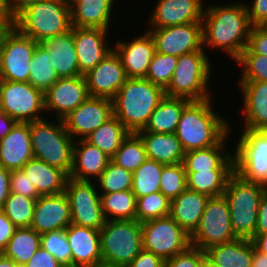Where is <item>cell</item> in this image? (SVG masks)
<instances>
[{
	"label": "cell",
	"instance_id": "1",
	"mask_svg": "<svg viewBox=\"0 0 267 267\" xmlns=\"http://www.w3.org/2000/svg\"><path fill=\"white\" fill-rule=\"evenodd\" d=\"M202 24L203 49L221 50L231 61L247 46L252 28L244 1L205 5Z\"/></svg>",
	"mask_w": 267,
	"mask_h": 267
},
{
	"label": "cell",
	"instance_id": "2",
	"mask_svg": "<svg viewBox=\"0 0 267 267\" xmlns=\"http://www.w3.org/2000/svg\"><path fill=\"white\" fill-rule=\"evenodd\" d=\"M213 99L190 101L184 107L175 134L185 153L217 145L231 131L232 122L216 112Z\"/></svg>",
	"mask_w": 267,
	"mask_h": 267
},
{
	"label": "cell",
	"instance_id": "3",
	"mask_svg": "<svg viewBox=\"0 0 267 267\" xmlns=\"http://www.w3.org/2000/svg\"><path fill=\"white\" fill-rule=\"evenodd\" d=\"M164 96V90L148 79L128 78L112 99L113 115L130 133H137Z\"/></svg>",
	"mask_w": 267,
	"mask_h": 267
},
{
	"label": "cell",
	"instance_id": "4",
	"mask_svg": "<svg viewBox=\"0 0 267 267\" xmlns=\"http://www.w3.org/2000/svg\"><path fill=\"white\" fill-rule=\"evenodd\" d=\"M208 53V51H193L179 56L172 79L164 94L190 101L212 98L214 94L209 87L215 84L211 83L214 70Z\"/></svg>",
	"mask_w": 267,
	"mask_h": 267
},
{
	"label": "cell",
	"instance_id": "5",
	"mask_svg": "<svg viewBox=\"0 0 267 267\" xmlns=\"http://www.w3.org/2000/svg\"><path fill=\"white\" fill-rule=\"evenodd\" d=\"M29 130L33 156L69 176L75 140L67 132L63 119L45 117L29 122Z\"/></svg>",
	"mask_w": 267,
	"mask_h": 267
},
{
	"label": "cell",
	"instance_id": "6",
	"mask_svg": "<svg viewBox=\"0 0 267 267\" xmlns=\"http://www.w3.org/2000/svg\"><path fill=\"white\" fill-rule=\"evenodd\" d=\"M15 27L25 36L41 43L71 30V9L67 0H43L22 10Z\"/></svg>",
	"mask_w": 267,
	"mask_h": 267
},
{
	"label": "cell",
	"instance_id": "7",
	"mask_svg": "<svg viewBox=\"0 0 267 267\" xmlns=\"http://www.w3.org/2000/svg\"><path fill=\"white\" fill-rule=\"evenodd\" d=\"M266 187L244 180L235 172L229 177L223 193L235 236L251 240L255 235L260 198Z\"/></svg>",
	"mask_w": 267,
	"mask_h": 267
},
{
	"label": "cell",
	"instance_id": "8",
	"mask_svg": "<svg viewBox=\"0 0 267 267\" xmlns=\"http://www.w3.org/2000/svg\"><path fill=\"white\" fill-rule=\"evenodd\" d=\"M102 264L127 267L143 250L141 223L132 220H106L100 229Z\"/></svg>",
	"mask_w": 267,
	"mask_h": 267
},
{
	"label": "cell",
	"instance_id": "9",
	"mask_svg": "<svg viewBox=\"0 0 267 267\" xmlns=\"http://www.w3.org/2000/svg\"><path fill=\"white\" fill-rule=\"evenodd\" d=\"M234 144V172L267 188V131L243 129Z\"/></svg>",
	"mask_w": 267,
	"mask_h": 267
},
{
	"label": "cell",
	"instance_id": "10",
	"mask_svg": "<svg viewBox=\"0 0 267 267\" xmlns=\"http://www.w3.org/2000/svg\"><path fill=\"white\" fill-rule=\"evenodd\" d=\"M190 238L191 246L202 251L237 239L231 226L229 205L224 195L209 197L199 225Z\"/></svg>",
	"mask_w": 267,
	"mask_h": 267
},
{
	"label": "cell",
	"instance_id": "11",
	"mask_svg": "<svg viewBox=\"0 0 267 267\" xmlns=\"http://www.w3.org/2000/svg\"><path fill=\"white\" fill-rule=\"evenodd\" d=\"M141 229L143 250L164 261L191 246L190 235L170 215L143 222Z\"/></svg>",
	"mask_w": 267,
	"mask_h": 267
},
{
	"label": "cell",
	"instance_id": "12",
	"mask_svg": "<svg viewBox=\"0 0 267 267\" xmlns=\"http://www.w3.org/2000/svg\"><path fill=\"white\" fill-rule=\"evenodd\" d=\"M0 108L17 122H33L47 117L44 93L29 82L3 80Z\"/></svg>",
	"mask_w": 267,
	"mask_h": 267
},
{
	"label": "cell",
	"instance_id": "13",
	"mask_svg": "<svg viewBox=\"0 0 267 267\" xmlns=\"http://www.w3.org/2000/svg\"><path fill=\"white\" fill-rule=\"evenodd\" d=\"M39 43L15 26L0 41V76L7 81L29 82L31 59Z\"/></svg>",
	"mask_w": 267,
	"mask_h": 267
},
{
	"label": "cell",
	"instance_id": "14",
	"mask_svg": "<svg viewBox=\"0 0 267 267\" xmlns=\"http://www.w3.org/2000/svg\"><path fill=\"white\" fill-rule=\"evenodd\" d=\"M94 181L68 178L65 193L70 202L71 223L100 230L106 222L100 193Z\"/></svg>",
	"mask_w": 267,
	"mask_h": 267
},
{
	"label": "cell",
	"instance_id": "15",
	"mask_svg": "<svg viewBox=\"0 0 267 267\" xmlns=\"http://www.w3.org/2000/svg\"><path fill=\"white\" fill-rule=\"evenodd\" d=\"M155 43V52L181 56L203 49V24L191 22L164 28H148Z\"/></svg>",
	"mask_w": 267,
	"mask_h": 267
},
{
	"label": "cell",
	"instance_id": "16",
	"mask_svg": "<svg viewBox=\"0 0 267 267\" xmlns=\"http://www.w3.org/2000/svg\"><path fill=\"white\" fill-rule=\"evenodd\" d=\"M45 112L52 118L64 119L89 97L84 77L59 78L45 93Z\"/></svg>",
	"mask_w": 267,
	"mask_h": 267
},
{
	"label": "cell",
	"instance_id": "17",
	"mask_svg": "<svg viewBox=\"0 0 267 267\" xmlns=\"http://www.w3.org/2000/svg\"><path fill=\"white\" fill-rule=\"evenodd\" d=\"M113 116L112 100L89 97L64 119L67 132L74 140L86 139Z\"/></svg>",
	"mask_w": 267,
	"mask_h": 267
},
{
	"label": "cell",
	"instance_id": "18",
	"mask_svg": "<svg viewBox=\"0 0 267 267\" xmlns=\"http://www.w3.org/2000/svg\"><path fill=\"white\" fill-rule=\"evenodd\" d=\"M109 30L72 26L78 68L82 75L93 69L112 50ZM109 41H111L109 43Z\"/></svg>",
	"mask_w": 267,
	"mask_h": 267
},
{
	"label": "cell",
	"instance_id": "19",
	"mask_svg": "<svg viewBox=\"0 0 267 267\" xmlns=\"http://www.w3.org/2000/svg\"><path fill=\"white\" fill-rule=\"evenodd\" d=\"M84 77L90 97L112 100L128 79L121 59L114 49Z\"/></svg>",
	"mask_w": 267,
	"mask_h": 267
},
{
	"label": "cell",
	"instance_id": "20",
	"mask_svg": "<svg viewBox=\"0 0 267 267\" xmlns=\"http://www.w3.org/2000/svg\"><path fill=\"white\" fill-rule=\"evenodd\" d=\"M131 40L117 39L113 44L114 51L121 59L127 78H145L152 57L155 43L146 30Z\"/></svg>",
	"mask_w": 267,
	"mask_h": 267
},
{
	"label": "cell",
	"instance_id": "21",
	"mask_svg": "<svg viewBox=\"0 0 267 267\" xmlns=\"http://www.w3.org/2000/svg\"><path fill=\"white\" fill-rule=\"evenodd\" d=\"M148 16L147 28L202 22L205 0H158ZM205 3V4H204Z\"/></svg>",
	"mask_w": 267,
	"mask_h": 267
},
{
	"label": "cell",
	"instance_id": "22",
	"mask_svg": "<svg viewBox=\"0 0 267 267\" xmlns=\"http://www.w3.org/2000/svg\"><path fill=\"white\" fill-rule=\"evenodd\" d=\"M70 224V202L65 192L41 195L36 200L31 228L39 234L66 229Z\"/></svg>",
	"mask_w": 267,
	"mask_h": 267
},
{
	"label": "cell",
	"instance_id": "23",
	"mask_svg": "<svg viewBox=\"0 0 267 267\" xmlns=\"http://www.w3.org/2000/svg\"><path fill=\"white\" fill-rule=\"evenodd\" d=\"M66 237L72 253V265L98 267L102 264L100 230L70 224Z\"/></svg>",
	"mask_w": 267,
	"mask_h": 267
},
{
	"label": "cell",
	"instance_id": "24",
	"mask_svg": "<svg viewBox=\"0 0 267 267\" xmlns=\"http://www.w3.org/2000/svg\"><path fill=\"white\" fill-rule=\"evenodd\" d=\"M242 95V129L267 131V82L237 81Z\"/></svg>",
	"mask_w": 267,
	"mask_h": 267
},
{
	"label": "cell",
	"instance_id": "25",
	"mask_svg": "<svg viewBox=\"0 0 267 267\" xmlns=\"http://www.w3.org/2000/svg\"><path fill=\"white\" fill-rule=\"evenodd\" d=\"M231 132L233 128L217 145L186 152L183 161L185 171H234L233 148L231 151L227 144L231 134L234 135Z\"/></svg>",
	"mask_w": 267,
	"mask_h": 267
},
{
	"label": "cell",
	"instance_id": "26",
	"mask_svg": "<svg viewBox=\"0 0 267 267\" xmlns=\"http://www.w3.org/2000/svg\"><path fill=\"white\" fill-rule=\"evenodd\" d=\"M33 157L29 122H17L10 133L0 139V166L8 171L18 170Z\"/></svg>",
	"mask_w": 267,
	"mask_h": 267
},
{
	"label": "cell",
	"instance_id": "27",
	"mask_svg": "<svg viewBox=\"0 0 267 267\" xmlns=\"http://www.w3.org/2000/svg\"><path fill=\"white\" fill-rule=\"evenodd\" d=\"M110 160L111 158L104 152L85 139L75 140L72 169L69 178L95 182L105 170Z\"/></svg>",
	"mask_w": 267,
	"mask_h": 267
},
{
	"label": "cell",
	"instance_id": "28",
	"mask_svg": "<svg viewBox=\"0 0 267 267\" xmlns=\"http://www.w3.org/2000/svg\"><path fill=\"white\" fill-rule=\"evenodd\" d=\"M115 2L118 0H74L70 4L72 26L111 30Z\"/></svg>",
	"mask_w": 267,
	"mask_h": 267
},
{
	"label": "cell",
	"instance_id": "29",
	"mask_svg": "<svg viewBox=\"0 0 267 267\" xmlns=\"http://www.w3.org/2000/svg\"><path fill=\"white\" fill-rule=\"evenodd\" d=\"M40 44L48 51L52 67L59 78L82 76L78 68L72 28L69 32L50 37Z\"/></svg>",
	"mask_w": 267,
	"mask_h": 267
},
{
	"label": "cell",
	"instance_id": "30",
	"mask_svg": "<svg viewBox=\"0 0 267 267\" xmlns=\"http://www.w3.org/2000/svg\"><path fill=\"white\" fill-rule=\"evenodd\" d=\"M209 196L185 189L171 200L170 216L191 235L199 225Z\"/></svg>",
	"mask_w": 267,
	"mask_h": 267
},
{
	"label": "cell",
	"instance_id": "31",
	"mask_svg": "<svg viewBox=\"0 0 267 267\" xmlns=\"http://www.w3.org/2000/svg\"><path fill=\"white\" fill-rule=\"evenodd\" d=\"M21 169L40 195H56L65 192L69 176L61 169L50 166L35 157Z\"/></svg>",
	"mask_w": 267,
	"mask_h": 267
},
{
	"label": "cell",
	"instance_id": "32",
	"mask_svg": "<svg viewBox=\"0 0 267 267\" xmlns=\"http://www.w3.org/2000/svg\"><path fill=\"white\" fill-rule=\"evenodd\" d=\"M254 248L251 240L237 238L211 246L205 250V255L218 267H251Z\"/></svg>",
	"mask_w": 267,
	"mask_h": 267
},
{
	"label": "cell",
	"instance_id": "33",
	"mask_svg": "<svg viewBox=\"0 0 267 267\" xmlns=\"http://www.w3.org/2000/svg\"><path fill=\"white\" fill-rule=\"evenodd\" d=\"M137 133L144 142L147 158L164 165L183 163L185 152L175 133L160 134L147 131Z\"/></svg>",
	"mask_w": 267,
	"mask_h": 267
},
{
	"label": "cell",
	"instance_id": "34",
	"mask_svg": "<svg viewBox=\"0 0 267 267\" xmlns=\"http://www.w3.org/2000/svg\"><path fill=\"white\" fill-rule=\"evenodd\" d=\"M190 102L185 98L164 96L150 115L144 129L160 134L175 133L184 107Z\"/></svg>",
	"mask_w": 267,
	"mask_h": 267
},
{
	"label": "cell",
	"instance_id": "35",
	"mask_svg": "<svg viewBox=\"0 0 267 267\" xmlns=\"http://www.w3.org/2000/svg\"><path fill=\"white\" fill-rule=\"evenodd\" d=\"M130 134L119 119L113 115L99 128L93 131L85 140L98 147L109 158H112L121 143Z\"/></svg>",
	"mask_w": 267,
	"mask_h": 267
},
{
	"label": "cell",
	"instance_id": "36",
	"mask_svg": "<svg viewBox=\"0 0 267 267\" xmlns=\"http://www.w3.org/2000/svg\"><path fill=\"white\" fill-rule=\"evenodd\" d=\"M41 234L31 227L17 228L3 254L18 266H24L40 248Z\"/></svg>",
	"mask_w": 267,
	"mask_h": 267
},
{
	"label": "cell",
	"instance_id": "37",
	"mask_svg": "<svg viewBox=\"0 0 267 267\" xmlns=\"http://www.w3.org/2000/svg\"><path fill=\"white\" fill-rule=\"evenodd\" d=\"M106 220H132L136 217L137 199L132 190L100 194Z\"/></svg>",
	"mask_w": 267,
	"mask_h": 267
},
{
	"label": "cell",
	"instance_id": "38",
	"mask_svg": "<svg viewBox=\"0 0 267 267\" xmlns=\"http://www.w3.org/2000/svg\"><path fill=\"white\" fill-rule=\"evenodd\" d=\"M234 171L186 172L187 189L209 197L223 195L229 177Z\"/></svg>",
	"mask_w": 267,
	"mask_h": 267
},
{
	"label": "cell",
	"instance_id": "39",
	"mask_svg": "<svg viewBox=\"0 0 267 267\" xmlns=\"http://www.w3.org/2000/svg\"><path fill=\"white\" fill-rule=\"evenodd\" d=\"M29 83L45 93L58 79L48 51L39 43L31 59Z\"/></svg>",
	"mask_w": 267,
	"mask_h": 267
},
{
	"label": "cell",
	"instance_id": "40",
	"mask_svg": "<svg viewBox=\"0 0 267 267\" xmlns=\"http://www.w3.org/2000/svg\"><path fill=\"white\" fill-rule=\"evenodd\" d=\"M164 164L147 158L133 172L132 192L136 199L144 195L160 192V178Z\"/></svg>",
	"mask_w": 267,
	"mask_h": 267
},
{
	"label": "cell",
	"instance_id": "41",
	"mask_svg": "<svg viewBox=\"0 0 267 267\" xmlns=\"http://www.w3.org/2000/svg\"><path fill=\"white\" fill-rule=\"evenodd\" d=\"M147 159L146 148L138 133H130L111 160L118 166L134 172Z\"/></svg>",
	"mask_w": 267,
	"mask_h": 267
},
{
	"label": "cell",
	"instance_id": "42",
	"mask_svg": "<svg viewBox=\"0 0 267 267\" xmlns=\"http://www.w3.org/2000/svg\"><path fill=\"white\" fill-rule=\"evenodd\" d=\"M37 199L10 192L1 210L17 228L31 227Z\"/></svg>",
	"mask_w": 267,
	"mask_h": 267
},
{
	"label": "cell",
	"instance_id": "43",
	"mask_svg": "<svg viewBox=\"0 0 267 267\" xmlns=\"http://www.w3.org/2000/svg\"><path fill=\"white\" fill-rule=\"evenodd\" d=\"M95 182L100 194L131 190L133 172L118 166L110 160L105 170Z\"/></svg>",
	"mask_w": 267,
	"mask_h": 267
},
{
	"label": "cell",
	"instance_id": "44",
	"mask_svg": "<svg viewBox=\"0 0 267 267\" xmlns=\"http://www.w3.org/2000/svg\"><path fill=\"white\" fill-rule=\"evenodd\" d=\"M171 200L161 192H155L137 198L136 217L140 222L165 217L170 215Z\"/></svg>",
	"mask_w": 267,
	"mask_h": 267
},
{
	"label": "cell",
	"instance_id": "45",
	"mask_svg": "<svg viewBox=\"0 0 267 267\" xmlns=\"http://www.w3.org/2000/svg\"><path fill=\"white\" fill-rule=\"evenodd\" d=\"M234 63L241 66L237 81L267 82V55L253 53L246 46Z\"/></svg>",
	"mask_w": 267,
	"mask_h": 267
},
{
	"label": "cell",
	"instance_id": "46",
	"mask_svg": "<svg viewBox=\"0 0 267 267\" xmlns=\"http://www.w3.org/2000/svg\"><path fill=\"white\" fill-rule=\"evenodd\" d=\"M177 62V56L155 52L145 78L165 90L172 79Z\"/></svg>",
	"mask_w": 267,
	"mask_h": 267
},
{
	"label": "cell",
	"instance_id": "47",
	"mask_svg": "<svg viewBox=\"0 0 267 267\" xmlns=\"http://www.w3.org/2000/svg\"><path fill=\"white\" fill-rule=\"evenodd\" d=\"M185 189H187V178L184 164L164 165L160 178V192L172 200Z\"/></svg>",
	"mask_w": 267,
	"mask_h": 267
},
{
	"label": "cell",
	"instance_id": "48",
	"mask_svg": "<svg viewBox=\"0 0 267 267\" xmlns=\"http://www.w3.org/2000/svg\"><path fill=\"white\" fill-rule=\"evenodd\" d=\"M40 246L47 250L62 265L72 264V253L66 237V229L41 234Z\"/></svg>",
	"mask_w": 267,
	"mask_h": 267
},
{
	"label": "cell",
	"instance_id": "49",
	"mask_svg": "<svg viewBox=\"0 0 267 267\" xmlns=\"http://www.w3.org/2000/svg\"><path fill=\"white\" fill-rule=\"evenodd\" d=\"M205 257V251L190 246L184 252L165 261V267H202V262Z\"/></svg>",
	"mask_w": 267,
	"mask_h": 267
},
{
	"label": "cell",
	"instance_id": "50",
	"mask_svg": "<svg viewBox=\"0 0 267 267\" xmlns=\"http://www.w3.org/2000/svg\"><path fill=\"white\" fill-rule=\"evenodd\" d=\"M10 192L28 198H39L41 196L22 169L10 171Z\"/></svg>",
	"mask_w": 267,
	"mask_h": 267
},
{
	"label": "cell",
	"instance_id": "51",
	"mask_svg": "<svg viewBox=\"0 0 267 267\" xmlns=\"http://www.w3.org/2000/svg\"><path fill=\"white\" fill-rule=\"evenodd\" d=\"M247 47L253 53L267 55V25L252 26Z\"/></svg>",
	"mask_w": 267,
	"mask_h": 267
},
{
	"label": "cell",
	"instance_id": "52",
	"mask_svg": "<svg viewBox=\"0 0 267 267\" xmlns=\"http://www.w3.org/2000/svg\"><path fill=\"white\" fill-rule=\"evenodd\" d=\"M244 3L252 26L267 25V0H251V3L245 0Z\"/></svg>",
	"mask_w": 267,
	"mask_h": 267
},
{
	"label": "cell",
	"instance_id": "53",
	"mask_svg": "<svg viewBox=\"0 0 267 267\" xmlns=\"http://www.w3.org/2000/svg\"><path fill=\"white\" fill-rule=\"evenodd\" d=\"M62 265L47 250L40 248L33 254L24 267H61Z\"/></svg>",
	"mask_w": 267,
	"mask_h": 267
},
{
	"label": "cell",
	"instance_id": "54",
	"mask_svg": "<svg viewBox=\"0 0 267 267\" xmlns=\"http://www.w3.org/2000/svg\"><path fill=\"white\" fill-rule=\"evenodd\" d=\"M127 267H165V261L152 252L142 250Z\"/></svg>",
	"mask_w": 267,
	"mask_h": 267
},
{
	"label": "cell",
	"instance_id": "55",
	"mask_svg": "<svg viewBox=\"0 0 267 267\" xmlns=\"http://www.w3.org/2000/svg\"><path fill=\"white\" fill-rule=\"evenodd\" d=\"M17 227L6 217L0 209V254H3L9 240Z\"/></svg>",
	"mask_w": 267,
	"mask_h": 267
},
{
	"label": "cell",
	"instance_id": "56",
	"mask_svg": "<svg viewBox=\"0 0 267 267\" xmlns=\"http://www.w3.org/2000/svg\"><path fill=\"white\" fill-rule=\"evenodd\" d=\"M264 233H267V188L260 198L255 235Z\"/></svg>",
	"mask_w": 267,
	"mask_h": 267
},
{
	"label": "cell",
	"instance_id": "57",
	"mask_svg": "<svg viewBox=\"0 0 267 267\" xmlns=\"http://www.w3.org/2000/svg\"><path fill=\"white\" fill-rule=\"evenodd\" d=\"M10 193V171L0 166V209Z\"/></svg>",
	"mask_w": 267,
	"mask_h": 267
},
{
	"label": "cell",
	"instance_id": "58",
	"mask_svg": "<svg viewBox=\"0 0 267 267\" xmlns=\"http://www.w3.org/2000/svg\"><path fill=\"white\" fill-rule=\"evenodd\" d=\"M17 121L6 114L4 110L0 108V139L5 138Z\"/></svg>",
	"mask_w": 267,
	"mask_h": 267
},
{
	"label": "cell",
	"instance_id": "59",
	"mask_svg": "<svg viewBox=\"0 0 267 267\" xmlns=\"http://www.w3.org/2000/svg\"><path fill=\"white\" fill-rule=\"evenodd\" d=\"M11 11L16 17L22 10L31 4L37 3L43 0H7Z\"/></svg>",
	"mask_w": 267,
	"mask_h": 267
},
{
	"label": "cell",
	"instance_id": "60",
	"mask_svg": "<svg viewBox=\"0 0 267 267\" xmlns=\"http://www.w3.org/2000/svg\"><path fill=\"white\" fill-rule=\"evenodd\" d=\"M251 241L258 252L267 254V233L254 235Z\"/></svg>",
	"mask_w": 267,
	"mask_h": 267
},
{
	"label": "cell",
	"instance_id": "61",
	"mask_svg": "<svg viewBox=\"0 0 267 267\" xmlns=\"http://www.w3.org/2000/svg\"><path fill=\"white\" fill-rule=\"evenodd\" d=\"M16 17H0V41L5 34L15 26Z\"/></svg>",
	"mask_w": 267,
	"mask_h": 267
},
{
	"label": "cell",
	"instance_id": "62",
	"mask_svg": "<svg viewBox=\"0 0 267 267\" xmlns=\"http://www.w3.org/2000/svg\"><path fill=\"white\" fill-rule=\"evenodd\" d=\"M251 267H267V254H263L261 252H258L254 248Z\"/></svg>",
	"mask_w": 267,
	"mask_h": 267
},
{
	"label": "cell",
	"instance_id": "63",
	"mask_svg": "<svg viewBox=\"0 0 267 267\" xmlns=\"http://www.w3.org/2000/svg\"><path fill=\"white\" fill-rule=\"evenodd\" d=\"M0 17H15L7 0H0Z\"/></svg>",
	"mask_w": 267,
	"mask_h": 267
},
{
	"label": "cell",
	"instance_id": "64",
	"mask_svg": "<svg viewBox=\"0 0 267 267\" xmlns=\"http://www.w3.org/2000/svg\"><path fill=\"white\" fill-rule=\"evenodd\" d=\"M0 267H19L11 258L0 254Z\"/></svg>",
	"mask_w": 267,
	"mask_h": 267
},
{
	"label": "cell",
	"instance_id": "65",
	"mask_svg": "<svg viewBox=\"0 0 267 267\" xmlns=\"http://www.w3.org/2000/svg\"><path fill=\"white\" fill-rule=\"evenodd\" d=\"M202 267H218L209 261L206 257L203 259Z\"/></svg>",
	"mask_w": 267,
	"mask_h": 267
},
{
	"label": "cell",
	"instance_id": "66",
	"mask_svg": "<svg viewBox=\"0 0 267 267\" xmlns=\"http://www.w3.org/2000/svg\"><path fill=\"white\" fill-rule=\"evenodd\" d=\"M61 267H81V266H75V265H64V266H61Z\"/></svg>",
	"mask_w": 267,
	"mask_h": 267
},
{
	"label": "cell",
	"instance_id": "67",
	"mask_svg": "<svg viewBox=\"0 0 267 267\" xmlns=\"http://www.w3.org/2000/svg\"><path fill=\"white\" fill-rule=\"evenodd\" d=\"M3 79L0 76V92H1V85H2Z\"/></svg>",
	"mask_w": 267,
	"mask_h": 267
},
{
	"label": "cell",
	"instance_id": "68",
	"mask_svg": "<svg viewBox=\"0 0 267 267\" xmlns=\"http://www.w3.org/2000/svg\"><path fill=\"white\" fill-rule=\"evenodd\" d=\"M98 267H113V266H107V265H103V264H101V265H99Z\"/></svg>",
	"mask_w": 267,
	"mask_h": 267
},
{
	"label": "cell",
	"instance_id": "69",
	"mask_svg": "<svg viewBox=\"0 0 267 267\" xmlns=\"http://www.w3.org/2000/svg\"><path fill=\"white\" fill-rule=\"evenodd\" d=\"M70 4L74 1V0H67Z\"/></svg>",
	"mask_w": 267,
	"mask_h": 267
}]
</instances>
